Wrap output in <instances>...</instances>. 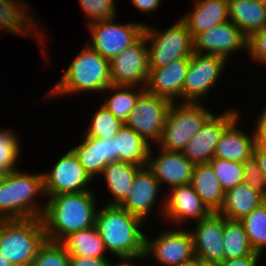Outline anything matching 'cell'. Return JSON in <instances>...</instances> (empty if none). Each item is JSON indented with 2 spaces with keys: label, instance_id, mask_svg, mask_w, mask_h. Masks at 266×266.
<instances>
[{
  "label": "cell",
  "instance_id": "cell-1",
  "mask_svg": "<svg viewBox=\"0 0 266 266\" xmlns=\"http://www.w3.org/2000/svg\"><path fill=\"white\" fill-rule=\"evenodd\" d=\"M41 216L46 238L61 242L73 232L95 226L97 197L93 190L46 197Z\"/></svg>",
  "mask_w": 266,
  "mask_h": 266
},
{
  "label": "cell",
  "instance_id": "cell-2",
  "mask_svg": "<svg viewBox=\"0 0 266 266\" xmlns=\"http://www.w3.org/2000/svg\"><path fill=\"white\" fill-rule=\"evenodd\" d=\"M44 192L43 174L28 173L19 169L0 179V220L41 218L46 203L36 198Z\"/></svg>",
  "mask_w": 266,
  "mask_h": 266
},
{
  "label": "cell",
  "instance_id": "cell-3",
  "mask_svg": "<svg viewBox=\"0 0 266 266\" xmlns=\"http://www.w3.org/2000/svg\"><path fill=\"white\" fill-rule=\"evenodd\" d=\"M110 61L103 58L96 50L87 43L80 53L73 58L65 72L54 87L48 91L45 99L55 98L63 95L94 92L105 93L110 86Z\"/></svg>",
  "mask_w": 266,
  "mask_h": 266
},
{
  "label": "cell",
  "instance_id": "cell-4",
  "mask_svg": "<svg viewBox=\"0 0 266 266\" xmlns=\"http://www.w3.org/2000/svg\"><path fill=\"white\" fill-rule=\"evenodd\" d=\"M144 221L119 206L104 205L96 214L95 227L105 249L114 257L144 253Z\"/></svg>",
  "mask_w": 266,
  "mask_h": 266
},
{
  "label": "cell",
  "instance_id": "cell-5",
  "mask_svg": "<svg viewBox=\"0 0 266 266\" xmlns=\"http://www.w3.org/2000/svg\"><path fill=\"white\" fill-rule=\"evenodd\" d=\"M46 239L41 218L0 220V253L13 266H30Z\"/></svg>",
  "mask_w": 266,
  "mask_h": 266
},
{
  "label": "cell",
  "instance_id": "cell-6",
  "mask_svg": "<svg viewBox=\"0 0 266 266\" xmlns=\"http://www.w3.org/2000/svg\"><path fill=\"white\" fill-rule=\"evenodd\" d=\"M213 114L201 103L172 102L165 119L159 149L182 152L186 144Z\"/></svg>",
  "mask_w": 266,
  "mask_h": 266
},
{
  "label": "cell",
  "instance_id": "cell-7",
  "mask_svg": "<svg viewBox=\"0 0 266 266\" xmlns=\"http://www.w3.org/2000/svg\"><path fill=\"white\" fill-rule=\"evenodd\" d=\"M145 24L149 68H161L181 58H190L194 52L192 34L186 24L179 19L167 30H156Z\"/></svg>",
  "mask_w": 266,
  "mask_h": 266
},
{
  "label": "cell",
  "instance_id": "cell-8",
  "mask_svg": "<svg viewBox=\"0 0 266 266\" xmlns=\"http://www.w3.org/2000/svg\"><path fill=\"white\" fill-rule=\"evenodd\" d=\"M116 17L88 23L91 41L87 44L103 58L111 61L124 49L135 43L144 32V23L117 24Z\"/></svg>",
  "mask_w": 266,
  "mask_h": 266
},
{
  "label": "cell",
  "instance_id": "cell-9",
  "mask_svg": "<svg viewBox=\"0 0 266 266\" xmlns=\"http://www.w3.org/2000/svg\"><path fill=\"white\" fill-rule=\"evenodd\" d=\"M171 101L144 90L138 97L125 125L150 145L157 144L162 136Z\"/></svg>",
  "mask_w": 266,
  "mask_h": 266
},
{
  "label": "cell",
  "instance_id": "cell-10",
  "mask_svg": "<svg viewBox=\"0 0 266 266\" xmlns=\"http://www.w3.org/2000/svg\"><path fill=\"white\" fill-rule=\"evenodd\" d=\"M228 61L221 56L193 52L182 89V102L201 103L217 85Z\"/></svg>",
  "mask_w": 266,
  "mask_h": 266
},
{
  "label": "cell",
  "instance_id": "cell-11",
  "mask_svg": "<svg viewBox=\"0 0 266 266\" xmlns=\"http://www.w3.org/2000/svg\"><path fill=\"white\" fill-rule=\"evenodd\" d=\"M144 253L162 266H172L194 261L193 239L188 229L173 228L163 231L156 238L145 235Z\"/></svg>",
  "mask_w": 266,
  "mask_h": 266
},
{
  "label": "cell",
  "instance_id": "cell-12",
  "mask_svg": "<svg viewBox=\"0 0 266 266\" xmlns=\"http://www.w3.org/2000/svg\"><path fill=\"white\" fill-rule=\"evenodd\" d=\"M42 174L46 197L92 190L89 184L95 181L81 166L77 155L71 148L57 160L50 172Z\"/></svg>",
  "mask_w": 266,
  "mask_h": 266
},
{
  "label": "cell",
  "instance_id": "cell-13",
  "mask_svg": "<svg viewBox=\"0 0 266 266\" xmlns=\"http://www.w3.org/2000/svg\"><path fill=\"white\" fill-rule=\"evenodd\" d=\"M148 71V49L144 34L110 61L112 85L145 88Z\"/></svg>",
  "mask_w": 266,
  "mask_h": 266
},
{
  "label": "cell",
  "instance_id": "cell-14",
  "mask_svg": "<svg viewBox=\"0 0 266 266\" xmlns=\"http://www.w3.org/2000/svg\"><path fill=\"white\" fill-rule=\"evenodd\" d=\"M240 114L236 109H227L222 114L214 113L192 137L182 151L194 165L206 164L214 158V151L223 130Z\"/></svg>",
  "mask_w": 266,
  "mask_h": 266
},
{
  "label": "cell",
  "instance_id": "cell-15",
  "mask_svg": "<svg viewBox=\"0 0 266 266\" xmlns=\"http://www.w3.org/2000/svg\"><path fill=\"white\" fill-rule=\"evenodd\" d=\"M161 206L162 217L164 216L167 222L179 224V227L188 220L194 219L197 222L212 213L191 184L171 188Z\"/></svg>",
  "mask_w": 266,
  "mask_h": 266
},
{
  "label": "cell",
  "instance_id": "cell-16",
  "mask_svg": "<svg viewBox=\"0 0 266 266\" xmlns=\"http://www.w3.org/2000/svg\"><path fill=\"white\" fill-rule=\"evenodd\" d=\"M227 219L218 212L196 222L190 233L195 258L203 262L219 263L224 260L223 232Z\"/></svg>",
  "mask_w": 266,
  "mask_h": 266
},
{
  "label": "cell",
  "instance_id": "cell-17",
  "mask_svg": "<svg viewBox=\"0 0 266 266\" xmlns=\"http://www.w3.org/2000/svg\"><path fill=\"white\" fill-rule=\"evenodd\" d=\"M194 52L228 58L235 51L246 50L247 37L230 20L216 25L194 38Z\"/></svg>",
  "mask_w": 266,
  "mask_h": 266
},
{
  "label": "cell",
  "instance_id": "cell-18",
  "mask_svg": "<svg viewBox=\"0 0 266 266\" xmlns=\"http://www.w3.org/2000/svg\"><path fill=\"white\" fill-rule=\"evenodd\" d=\"M156 157L150 149L147 167L159 181L160 186L167 184L168 188L191 184L194 164L182 152L159 149ZM154 156V157H153ZM163 182V183H162Z\"/></svg>",
  "mask_w": 266,
  "mask_h": 266
},
{
  "label": "cell",
  "instance_id": "cell-19",
  "mask_svg": "<svg viewBox=\"0 0 266 266\" xmlns=\"http://www.w3.org/2000/svg\"><path fill=\"white\" fill-rule=\"evenodd\" d=\"M190 58H181L161 68H149L145 90L171 102H182V89Z\"/></svg>",
  "mask_w": 266,
  "mask_h": 266
},
{
  "label": "cell",
  "instance_id": "cell-20",
  "mask_svg": "<svg viewBox=\"0 0 266 266\" xmlns=\"http://www.w3.org/2000/svg\"><path fill=\"white\" fill-rule=\"evenodd\" d=\"M160 187L151 170L143 166L137 171L130 192L119 207L146 222L153 205L156 206Z\"/></svg>",
  "mask_w": 266,
  "mask_h": 266
},
{
  "label": "cell",
  "instance_id": "cell-21",
  "mask_svg": "<svg viewBox=\"0 0 266 266\" xmlns=\"http://www.w3.org/2000/svg\"><path fill=\"white\" fill-rule=\"evenodd\" d=\"M26 4L27 3L23 0H0V30H5V32H9L13 35L34 36L33 38L36 39V42L39 40L41 44L40 47L43 50L42 53L44 54L43 57L46 58L47 51L43 48L45 46L43 43L44 40H42L44 39L43 32L40 30L41 28H38L39 24L36 25V23L33 22L35 20L32 18V14L26 12L30 11L27 9L28 5Z\"/></svg>",
  "mask_w": 266,
  "mask_h": 266
},
{
  "label": "cell",
  "instance_id": "cell-22",
  "mask_svg": "<svg viewBox=\"0 0 266 266\" xmlns=\"http://www.w3.org/2000/svg\"><path fill=\"white\" fill-rule=\"evenodd\" d=\"M240 114L223 130L214 151V158L245 162L253 156L255 133L249 134L238 128Z\"/></svg>",
  "mask_w": 266,
  "mask_h": 266
},
{
  "label": "cell",
  "instance_id": "cell-23",
  "mask_svg": "<svg viewBox=\"0 0 266 266\" xmlns=\"http://www.w3.org/2000/svg\"><path fill=\"white\" fill-rule=\"evenodd\" d=\"M194 10L180 18L194 38L216 25L229 21L228 3L221 0H195Z\"/></svg>",
  "mask_w": 266,
  "mask_h": 266
},
{
  "label": "cell",
  "instance_id": "cell-24",
  "mask_svg": "<svg viewBox=\"0 0 266 266\" xmlns=\"http://www.w3.org/2000/svg\"><path fill=\"white\" fill-rule=\"evenodd\" d=\"M266 202V197L242 182L227 190L218 213L228 220L240 221Z\"/></svg>",
  "mask_w": 266,
  "mask_h": 266
},
{
  "label": "cell",
  "instance_id": "cell-25",
  "mask_svg": "<svg viewBox=\"0 0 266 266\" xmlns=\"http://www.w3.org/2000/svg\"><path fill=\"white\" fill-rule=\"evenodd\" d=\"M141 167L121 161L109 163L104 167L101 176L113 198V201L109 200V203L105 205L119 206L124 201L130 192L134 177Z\"/></svg>",
  "mask_w": 266,
  "mask_h": 266
},
{
  "label": "cell",
  "instance_id": "cell-26",
  "mask_svg": "<svg viewBox=\"0 0 266 266\" xmlns=\"http://www.w3.org/2000/svg\"><path fill=\"white\" fill-rule=\"evenodd\" d=\"M228 7L229 20L246 37L266 27V5L255 0H234Z\"/></svg>",
  "mask_w": 266,
  "mask_h": 266
},
{
  "label": "cell",
  "instance_id": "cell-27",
  "mask_svg": "<svg viewBox=\"0 0 266 266\" xmlns=\"http://www.w3.org/2000/svg\"><path fill=\"white\" fill-rule=\"evenodd\" d=\"M191 185L212 212H218L224 202L225 191L209 163L194 166Z\"/></svg>",
  "mask_w": 266,
  "mask_h": 266
},
{
  "label": "cell",
  "instance_id": "cell-28",
  "mask_svg": "<svg viewBox=\"0 0 266 266\" xmlns=\"http://www.w3.org/2000/svg\"><path fill=\"white\" fill-rule=\"evenodd\" d=\"M116 146V162H127L139 166H146L150 149V145L134 130L124 126L118 131L114 137Z\"/></svg>",
  "mask_w": 266,
  "mask_h": 266
},
{
  "label": "cell",
  "instance_id": "cell-29",
  "mask_svg": "<svg viewBox=\"0 0 266 266\" xmlns=\"http://www.w3.org/2000/svg\"><path fill=\"white\" fill-rule=\"evenodd\" d=\"M61 243L70 256L107 258L105 256L107 251L95 226L73 232L65 237Z\"/></svg>",
  "mask_w": 266,
  "mask_h": 266
},
{
  "label": "cell",
  "instance_id": "cell-30",
  "mask_svg": "<svg viewBox=\"0 0 266 266\" xmlns=\"http://www.w3.org/2000/svg\"><path fill=\"white\" fill-rule=\"evenodd\" d=\"M144 90L145 88H137V86L110 85L105 91L108 92L107 94L111 93V96L109 94V97L103 100L102 105L125 124L138 97Z\"/></svg>",
  "mask_w": 266,
  "mask_h": 266
},
{
  "label": "cell",
  "instance_id": "cell-31",
  "mask_svg": "<svg viewBox=\"0 0 266 266\" xmlns=\"http://www.w3.org/2000/svg\"><path fill=\"white\" fill-rule=\"evenodd\" d=\"M223 244L224 259L241 258L256 253L240 221L228 219L225 221Z\"/></svg>",
  "mask_w": 266,
  "mask_h": 266
},
{
  "label": "cell",
  "instance_id": "cell-32",
  "mask_svg": "<svg viewBox=\"0 0 266 266\" xmlns=\"http://www.w3.org/2000/svg\"><path fill=\"white\" fill-rule=\"evenodd\" d=\"M71 149L77 155L81 166L93 180L102 174V151L99 138L84 134L83 141Z\"/></svg>",
  "mask_w": 266,
  "mask_h": 266
},
{
  "label": "cell",
  "instance_id": "cell-33",
  "mask_svg": "<svg viewBox=\"0 0 266 266\" xmlns=\"http://www.w3.org/2000/svg\"><path fill=\"white\" fill-rule=\"evenodd\" d=\"M240 222L243 224L252 248L262 255L266 248V202L255 208Z\"/></svg>",
  "mask_w": 266,
  "mask_h": 266
},
{
  "label": "cell",
  "instance_id": "cell-34",
  "mask_svg": "<svg viewBox=\"0 0 266 266\" xmlns=\"http://www.w3.org/2000/svg\"><path fill=\"white\" fill-rule=\"evenodd\" d=\"M90 125L85 130V135L93 138L108 139L116 136L118 131L124 126L109 110L102 104L95 111Z\"/></svg>",
  "mask_w": 266,
  "mask_h": 266
},
{
  "label": "cell",
  "instance_id": "cell-35",
  "mask_svg": "<svg viewBox=\"0 0 266 266\" xmlns=\"http://www.w3.org/2000/svg\"><path fill=\"white\" fill-rule=\"evenodd\" d=\"M15 132L10 129L0 130V174L6 175L12 171L17 170V163L19 161L20 141Z\"/></svg>",
  "mask_w": 266,
  "mask_h": 266
},
{
  "label": "cell",
  "instance_id": "cell-36",
  "mask_svg": "<svg viewBox=\"0 0 266 266\" xmlns=\"http://www.w3.org/2000/svg\"><path fill=\"white\" fill-rule=\"evenodd\" d=\"M214 170L221 187L227 190L243 182L244 163L213 158L208 162Z\"/></svg>",
  "mask_w": 266,
  "mask_h": 266
},
{
  "label": "cell",
  "instance_id": "cell-37",
  "mask_svg": "<svg viewBox=\"0 0 266 266\" xmlns=\"http://www.w3.org/2000/svg\"><path fill=\"white\" fill-rule=\"evenodd\" d=\"M30 266H70V255L61 242L46 239Z\"/></svg>",
  "mask_w": 266,
  "mask_h": 266
},
{
  "label": "cell",
  "instance_id": "cell-38",
  "mask_svg": "<svg viewBox=\"0 0 266 266\" xmlns=\"http://www.w3.org/2000/svg\"><path fill=\"white\" fill-rule=\"evenodd\" d=\"M79 4L89 23L117 17L114 0H79Z\"/></svg>",
  "mask_w": 266,
  "mask_h": 266
},
{
  "label": "cell",
  "instance_id": "cell-39",
  "mask_svg": "<svg viewBox=\"0 0 266 266\" xmlns=\"http://www.w3.org/2000/svg\"><path fill=\"white\" fill-rule=\"evenodd\" d=\"M243 182L266 197V179L254 156L244 162Z\"/></svg>",
  "mask_w": 266,
  "mask_h": 266
},
{
  "label": "cell",
  "instance_id": "cell-40",
  "mask_svg": "<svg viewBox=\"0 0 266 266\" xmlns=\"http://www.w3.org/2000/svg\"><path fill=\"white\" fill-rule=\"evenodd\" d=\"M246 50L253 62L266 65V27L247 37Z\"/></svg>",
  "mask_w": 266,
  "mask_h": 266
},
{
  "label": "cell",
  "instance_id": "cell-41",
  "mask_svg": "<svg viewBox=\"0 0 266 266\" xmlns=\"http://www.w3.org/2000/svg\"><path fill=\"white\" fill-rule=\"evenodd\" d=\"M102 151V171L104 167L112 162H116V146L114 137L108 139L99 138Z\"/></svg>",
  "mask_w": 266,
  "mask_h": 266
},
{
  "label": "cell",
  "instance_id": "cell-42",
  "mask_svg": "<svg viewBox=\"0 0 266 266\" xmlns=\"http://www.w3.org/2000/svg\"><path fill=\"white\" fill-rule=\"evenodd\" d=\"M264 109L260 113L258 119H256L255 129V146L265 147L266 148V106L263 107Z\"/></svg>",
  "mask_w": 266,
  "mask_h": 266
},
{
  "label": "cell",
  "instance_id": "cell-43",
  "mask_svg": "<svg viewBox=\"0 0 266 266\" xmlns=\"http://www.w3.org/2000/svg\"><path fill=\"white\" fill-rule=\"evenodd\" d=\"M261 254L252 253L251 255L241 258L224 259L222 262L217 263V266H257L261 259Z\"/></svg>",
  "mask_w": 266,
  "mask_h": 266
},
{
  "label": "cell",
  "instance_id": "cell-44",
  "mask_svg": "<svg viewBox=\"0 0 266 266\" xmlns=\"http://www.w3.org/2000/svg\"><path fill=\"white\" fill-rule=\"evenodd\" d=\"M107 258H88L83 256H70V266H107Z\"/></svg>",
  "mask_w": 266,
  "mask_h": 266
},
{
  "label": "cell",
  "instance_id": "cell-45",
  "mask_svg": "<svg viewBox=\"0 0 266 266\" xmlns=\"http://www.w3.org/2000/svg\"><path fill=\"white\" fill-rule=\"evenodd\" d=\"M131 2L144 14H150L152 11H158V8L162 3L161 0H131Z\"/></svg>",
  "mask_w": 266,
  "mask_h": 266
},
{
  "label": "cell",
  "instance_id": "cell-46",
  "mask_svg": "<svg viewBox=\"0 0 266 266\" xmlns=\"http://www.w3.org/2000/svg\"><path fill=\"white\" fill-rule=\"evenodd\" d=\"M145 253H138V254H134V255H127V256H118L117 259H121L120 262H118L117 264H115L114 266H137L134 263L132 264V260H141V259H145ZM107 266H113V263L110 262V260H108V264Z\"/></svg>",
  "mask_w": 266,
  "mask_h": 266
},
{
  "label": "cell",
  "instance_id": "cell-47",
  "mask_svg": "<svg viewBox=\"0 0 266 266\" xmlns=\"http://www.w3.org/2000/svg\"><path fill=\"white\" fill-rule=\"evenodd\" d=\"M253 156L258 161V165L266 179V148L255 146Z\"/></svg>",
  "mask_w": 266,
  "mask_h": 266
},
{
  "label": "cell",
  "instance_id": "cell-48",
  "mask_svg": "<svg viewBox=\"0 0 266 266\" xmlns=\"http://www.w3.org/2000/svg\"><path fill=\"white\" fill-rule=\"evenodd\" d=\"M195 266H217V263L203 262L201 260L195 259Z\"/></svg>",
  "mask_w": 266,
  "mask_h": 266
},
{
  "label": "cell",
  "instance_id": "cell-49",
  "mask_svg": "<svg viewBox=\"0 0 266 266\" xmlns=\"http://www.w3.org/2000/svg\"><path fill=\"white\" fill-rule=\"evenodd\" d=\"M0 266H13L11 262L6 260V258L0 253Z\"/></svg>",
  "mask_w": 266,
  "mask_h": 266
},
{
  "label": "cell",
  "instance_id": "cell-50",
  "mask_svg": "<svg viewBox=\"0 0 266 266\" xmlns=\"http://www.w3.org/2000/svg\"><path fill=\"white\" fill-rule=\"evenodd\" d=\"M172 266H195V260L194 261H189L183 264H178V265H172Z\"/></svg>",
  "mask_w": 266,
  "mask_h": 266
},
{
  "label": "cell",
  "instance_id": "cell-51",
  "mask_svg": "<svg viewBox=\"0 0 266 266\" xmlns=\"http://www.w3.org/2000/svg\"><path fill=\"white\" fill-rule=\"evenodd\" d=\"M255 1L258 2V3L266 5V0H255Z\"/></svg>",
  "mask_w": 266,
  "mask_h": 266
},
{
  "label": "cell",
  "instance_id": "cell-52",
  "mask_svg": "<svg viewBox=\"0 0 266 266\" xmlns=\"http://www.w3.org/2000/svg\"><path fill=\"white\" fill-rule=\"evenodd\" d=\"M221 1H223V2H226V3H231V2H233L234 0H221Z\"/></svg>",
  "mask_w": 266,
  "mask_h": 266
}]
</instances>
